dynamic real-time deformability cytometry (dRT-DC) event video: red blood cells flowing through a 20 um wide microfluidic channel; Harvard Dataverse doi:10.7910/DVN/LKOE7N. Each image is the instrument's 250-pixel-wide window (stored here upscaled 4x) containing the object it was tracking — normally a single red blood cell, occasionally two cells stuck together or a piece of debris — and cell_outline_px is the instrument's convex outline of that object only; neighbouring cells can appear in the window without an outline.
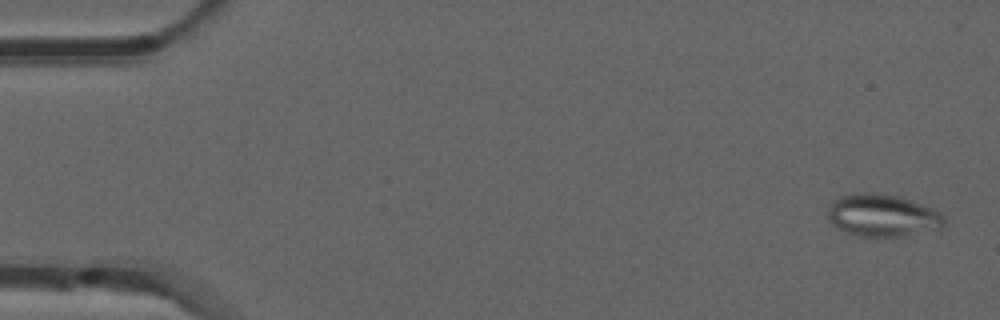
{"species": "common noctule bat (a hibernating species)", "species_latin": "Nyctalus noctula", "temperature_condition": "room temperature", "stored_images_in_passage": 52, "camera_frame_rate_fps": 3000, "um_per_image_px": 0.085, "animal": {"sex": "male", "forearm_length_mm": 52.5}, "frame": {"image": 1, "passage_image": 2, "time_ms": 0.333, "image_size_px": [1000, 320], "cell_outline_px": [[948, 224], [940, 228], [908, 236], [860, 236], [844, 232], [832, 224], [828, 220], [828, 208], [832, 200], [840, 196], [852, 192], [876, 192], [896, 196], [912, 200], [932, 208], [940, 212], [944, 216]], "centroid_in_image_um": [75.01, 18.3], "position_along_channel_um": 10.0, "area_um2": 29.25}}
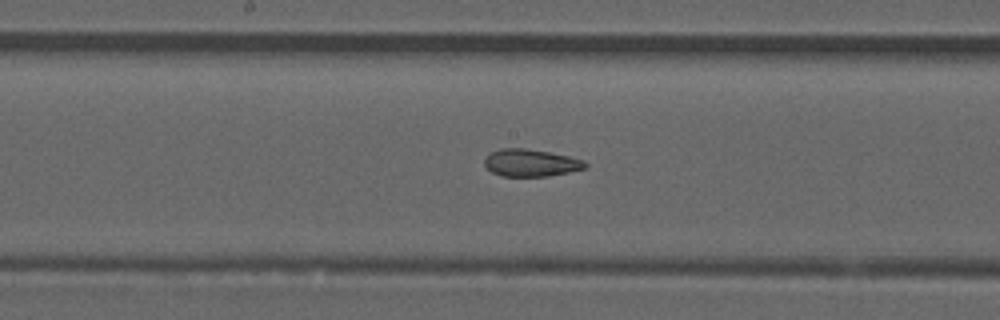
{"frame": {"image": 2, "passage_image": 27, "time_ms": 8.667, "image_size_px": [1000, 320], "cell_outline_px": [[588, 164], [584, 168], [568, 172], [548, 176], [500, 176], [492, 172], [484, 164], [484, 156], [500, 148], [524, 148], [548, 152], [568, 156], [584, 160]], "centroid_in_image_um": [45.08, 13.84], "position_along_channel_um": 203.1, "area_um2": 15.95}}
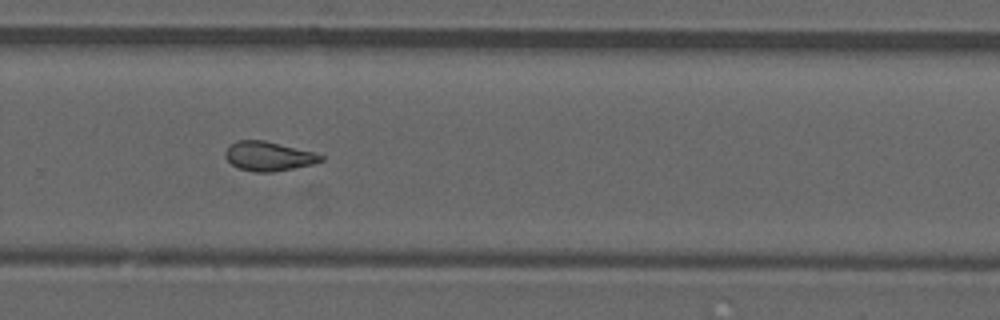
{"frame": {"image": 3, "passage_image": 35, "time_ms": 11.333, "image_size_px": [1000, 320], "cell_outline_px": [[324, 160], [316, 164], [272, 172], [256, 172], [240, 168], [232, 164], [224, 156], [224, 152], [236, 140], [264, 140], [312, 152], [324, 156]], "centroid_in_image_um": [22.84, 13.28], "position_along_channel_um": 307.0, "area_um2": 16.18}, "authors_computed_cell_mechanics": {"area_um2": 17.1666, "velocity_mm_per_s": 3.9129, "shape_relaxation_time_tau1_ms": null, "shape_relaxation_time_tau2_ms": 2.8447, "deformation_change_tau1": null, "deformation_change_tau2": 0.1039}}